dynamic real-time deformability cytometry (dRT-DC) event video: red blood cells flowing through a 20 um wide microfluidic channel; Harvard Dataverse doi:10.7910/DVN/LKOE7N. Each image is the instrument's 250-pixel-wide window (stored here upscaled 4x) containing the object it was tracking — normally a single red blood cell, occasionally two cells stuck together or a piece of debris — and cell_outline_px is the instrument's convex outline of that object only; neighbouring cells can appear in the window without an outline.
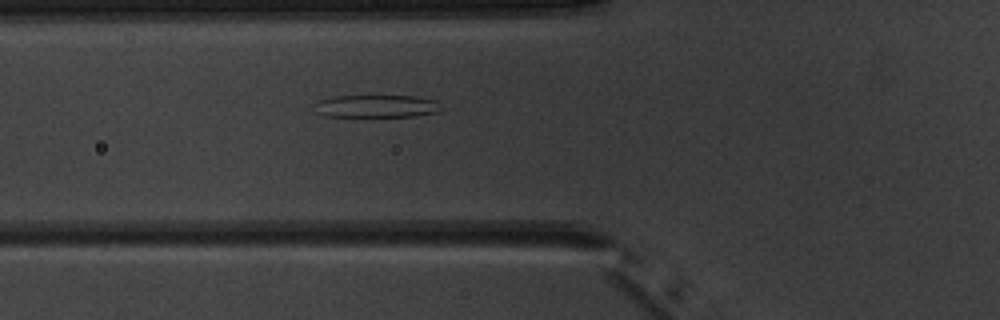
{"species": "common noctule bat (a hibernating species)", "species_latin": "Nyctalus noctula", "temperature_condition": "warm", "stored_images_in_passage": 4, "camera_frame_rate_fps": 3000, "um_per_image_px": 0.085, "animal": {"sex": "male", "body_mass_g": 20.1, "forearm_length_mm": 53.5}, "frame": {"image": 1, "passage_image": 4, "time_ms": 3.667, "image_size_px": [1000, 320], "cell_outline_px": [[440, 112], [416, 116], [364, 120], [324, 116], [316, 112], [320, 100], [332, 96], [416, 96], [440, 100]], "centroid_in_image_um": [32.05, 9.09], "position_along_channel_um": 93.8, "area_um2": 17.98}}